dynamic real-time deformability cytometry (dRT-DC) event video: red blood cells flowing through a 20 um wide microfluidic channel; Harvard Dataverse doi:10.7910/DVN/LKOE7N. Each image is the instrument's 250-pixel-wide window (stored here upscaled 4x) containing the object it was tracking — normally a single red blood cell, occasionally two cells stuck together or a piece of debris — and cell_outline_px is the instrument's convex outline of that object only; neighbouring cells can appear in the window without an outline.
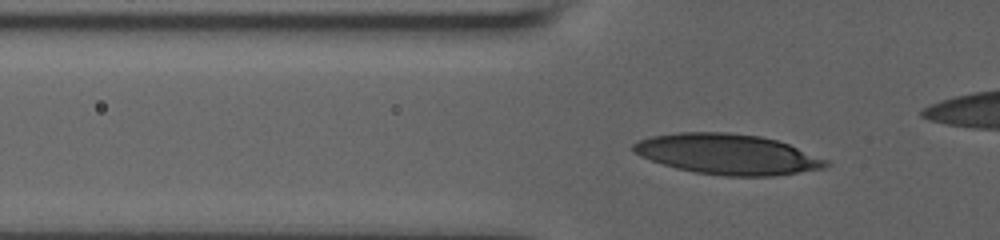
{"species": "human", "species_latin": "Homo sapiens", "temperature_condition": "room temperature", "stored_images_in_passage": 15, "camera_frame_rate_fps": 3000, "um_per_image_px": 0.085, "donor": {"sex": "male"}, "frame": {"image": 1, "passage_image": 5, "time_ms": 1.667, "image_size_px": [1000, 240], "cell_outline_px": [[832, 164], [824, 168], [772, 176], [724, 176], [696, 172], [676, 168], [640, 156], [632, 148], [632, 144], [640, 140], [652, 136], [676, 132], [728, 132], [760, 136], [776, 140], [788, 144], [828, 160]], "centroid_in_image_um": [61.85, 13.1], "position_along_channel_um": 63.9, "area_um2": 45.08}}
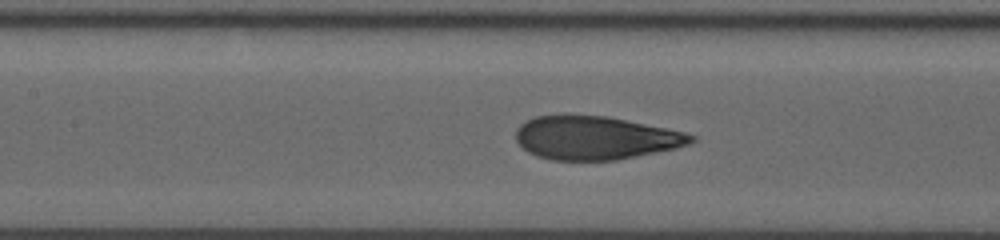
{"frame": {"image": 2, "passage_image": 11, "time_ms": 4.333, "image_size_px": [1000, 240], "cell_outline_px": [[696, 140], [688, 144], [676, 148], [616, 160], [552, 160], [536, 156], [528, 152], [516, 140], [516, 128], [524, 120], [536, 116], [560, 112], [564, 112], [608, 116], [684, 132], [696, 136]], "centroid_in_image_um": [50.53, 11.68], "position_along_channel_um": 156.9, "area_um2": 45.08}}
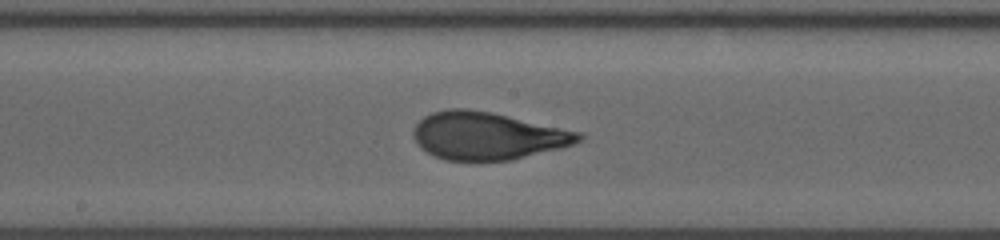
{"frame": {"image": 3, "passage_image": 14, "time_ms": 5.667, "image_size_px": [1000, 240], "cell_outline_px": [[584, 136], [580, 140], [572, 144], [560, 148], [512, 160], [444, 160], [420, 148], [416, 144], [412, 136], [412, 132], [416, 124], [424, 116], [432, 112], [448, 108], [464, 108], [488, 112], [580, 132]], "centroid_in_image_um": [41.37, 11.55], "position_along_channel_um": 206.8, "area_um2": 45.37}}